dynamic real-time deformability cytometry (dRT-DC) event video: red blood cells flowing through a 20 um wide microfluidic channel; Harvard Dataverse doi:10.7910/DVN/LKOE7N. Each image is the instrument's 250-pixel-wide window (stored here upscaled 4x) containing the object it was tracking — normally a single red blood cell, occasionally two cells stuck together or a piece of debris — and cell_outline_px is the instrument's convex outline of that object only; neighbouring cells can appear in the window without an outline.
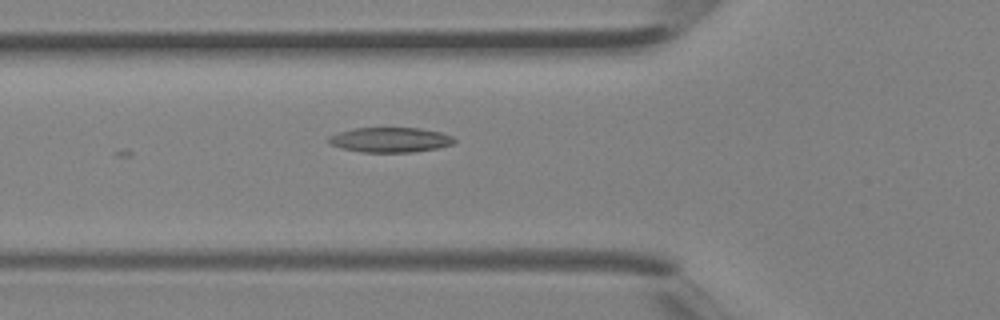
{"species": "Egyptian fruit bat (a non-hibernating species)", "species_latin": "Rousettus aegyptiacus", "temperature_condition": "room temperature", "stored_images_in_passage": 8, "camera_frame_rate_fps": 3000, "um_per_image_px": 0.085, "animal": {"sex": "female"}, "frame": {"image": 1, "passage_image": 8, "time_ms": 2.333, "image_size_px": [1000, 320], "cell_outline_px": [[456, 140], [452, 144], [436, 148], [412, 152], [360, 152], [340, 148], [328, 144], [328, 136], [352, 128], [420, 128], [440, 132], [452, 136]], "centroid_in_image_um": [33.12, 11.88], "position_along_channel_um": 92.7, "area_um2": 18.26}}